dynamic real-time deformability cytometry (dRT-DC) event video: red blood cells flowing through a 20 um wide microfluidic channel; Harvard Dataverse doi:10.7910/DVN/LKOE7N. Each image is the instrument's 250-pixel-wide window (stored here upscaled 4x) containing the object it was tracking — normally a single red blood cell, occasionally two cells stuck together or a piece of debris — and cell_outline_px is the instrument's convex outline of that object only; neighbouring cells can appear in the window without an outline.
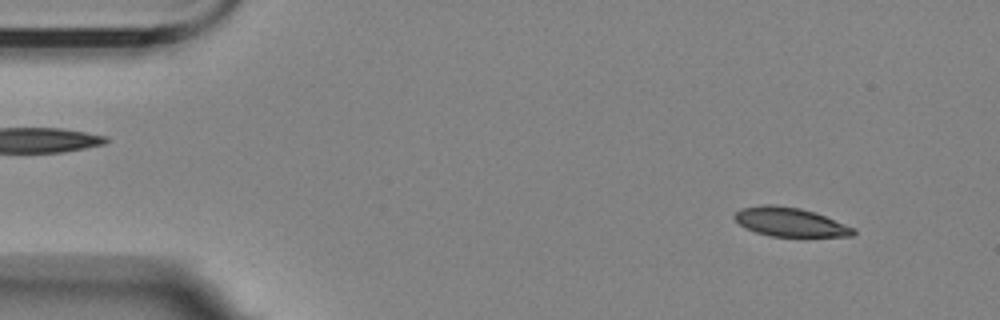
{"species": "Egyptian fruit bat (a non-hibernating species)", "species_latin": "Rousettus aegyptiacus", "temperature_condition": "room temperature", "stored_images_in_passage": 13, "camera_frame_rate_fps": 3000, "um_per_image_px": 0.085, "animal": {"sex": "female"}, "frame": {"image": 1, "passage_image": 3, "time_ms": 0.667, "image_size_px": [1000, 320], "cell_outline_px": [[856, 232], [852, 236], [768, 236], [756, 232], [740, 224], [732, 216], [740, 208], [764, 204], [772, 204], [800, 208], [824, 216], [856, 228]], "centroid_in_image_um": [67.14, 18.87], "position_along_channel_um": 17.9, "area_um2": 19.83}}
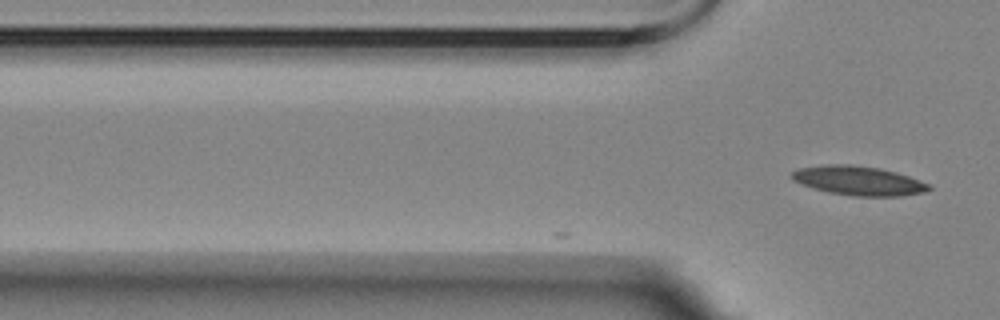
{"frame": {"image": 2, "passage_image": 13, "time_ms": 4.0, "image_size_px": [1000, 320], "cell_outline_px": [[932, 188], [928, 192], [900, 196], [852, 196], [828, 192], [792, 180], [792, 172], [800, 168], [820, 164], [852, 164], [880, 168], [896, 172], [908, 176], [928, 184]], "centroid_in_image_um": [73.0, 15.35], "position_along_channel_um": 52.8, "area_um2": 23.29}}